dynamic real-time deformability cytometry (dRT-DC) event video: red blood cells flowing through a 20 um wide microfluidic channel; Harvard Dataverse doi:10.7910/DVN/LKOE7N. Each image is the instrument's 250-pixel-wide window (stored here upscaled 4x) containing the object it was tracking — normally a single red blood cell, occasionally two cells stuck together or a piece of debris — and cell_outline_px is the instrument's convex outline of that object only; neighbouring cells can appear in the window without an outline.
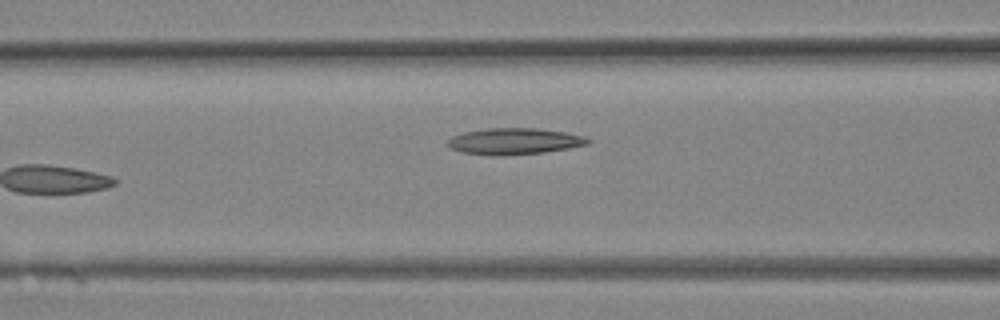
{"species": "Egyptian fruit bat (a non-hibernating species)", "species_latin": "Rousettus aegyptiacus", "temperature_condition": "room temperature", "stored_images_in_passage": 9, "camera_frame_rate_fps": 3000, "um_per_image_px": 0.085, "animal": {"sex": "female"}, "frame": {"image": 1, "passage_image": 9, "time_ms": 2.667, "image_size_px": [1000, 320], "cell_outline_px": [[592, 140], [588, 144], [568, 148], [544, 152], [504, 156], [492, 156], [460, 152], [448, 148], [448, 140], [452, 136], [464, 132], [488, 128], [536, 128], [564, 132], [584, 136]], "centroid_in_image_um": [43.68, 12.02], "position_along_channel_um": 122.9, "area_um2": 21.68}}